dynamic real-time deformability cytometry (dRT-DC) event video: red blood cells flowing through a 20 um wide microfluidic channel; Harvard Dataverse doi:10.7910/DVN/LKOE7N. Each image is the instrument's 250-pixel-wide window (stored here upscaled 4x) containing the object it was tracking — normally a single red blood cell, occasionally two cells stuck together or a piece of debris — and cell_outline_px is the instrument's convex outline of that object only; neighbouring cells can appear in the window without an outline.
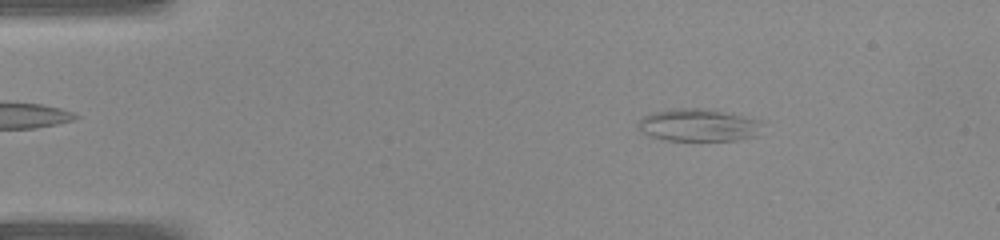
{"species": "common noctule bat (a hibernating species)", "species_latin": "Nyctalus noctula", "temperature_condition": "warm", "stored_images_in_passage": 41, "camera_frame_rate_fps": 3000, "um_per_image_px": 0.085, "animal": {"sex": "female", "body_mass_g": 22.0, "forearm_length_mm": 56.7}, "frame": {"image": 1, "passage_image": 7, "time_ms": 2.0, "image_size_px": [1000, 240], "cell_outline_px": [[764, 124], [756, 136], [736, 140], [664, 140], [648, 136], [640, 132], [636, 124], [644, 116], [652, 112], [676, 108], [704, 108], [764, 120]], "centroid_in_image_um": [59.36, 10.63], "position_along_channel_um": 25.6, "area_um2": 23.81}}
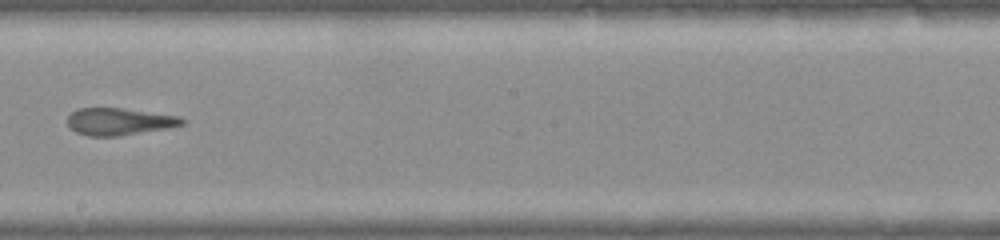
{"frame": {"image": 2, "passage_image": 24, "time_ms": 7.667, "image_size_px": [1000, 240], "cell_outline_px": [[188, 120], [184, 124], [168, 128], [120, 136], [88, 136], [76, 132], [68, 124], [68, 116], [72, 112], [80, 108], [124, 108], [180, 116]], "centroid_in_image_um": [10.19, 10.33], "position_along_channel_um": 238.0, "area_um2": 18.21}}
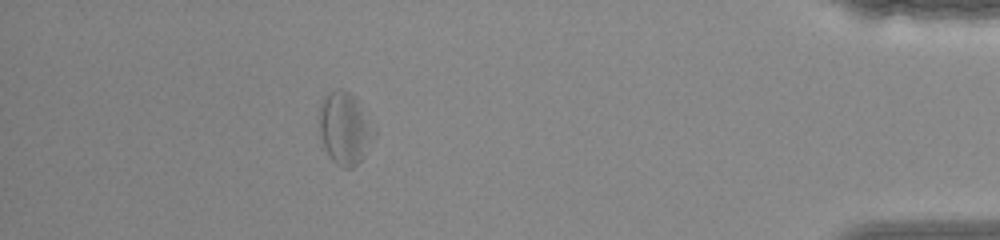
{"frame": {"image": 3, "passage_image": 37, "time_ms": 12.0, "image_size_px": [1000, 240], "cell_outline_px": [[376, 132], [360, 160], [352, 168], [344, 168], [336, 164], [328, 156], [324, 148], [320, 132], [320, 108], [324, 96], [328, 92], [336, 88], [340, 88], [348, 92], [356, 100], [376, 128]], "centroid_in_image_um": [29.29, 10.91], "position_along_channel_um": 405.9, "area_um2": 22.72}}